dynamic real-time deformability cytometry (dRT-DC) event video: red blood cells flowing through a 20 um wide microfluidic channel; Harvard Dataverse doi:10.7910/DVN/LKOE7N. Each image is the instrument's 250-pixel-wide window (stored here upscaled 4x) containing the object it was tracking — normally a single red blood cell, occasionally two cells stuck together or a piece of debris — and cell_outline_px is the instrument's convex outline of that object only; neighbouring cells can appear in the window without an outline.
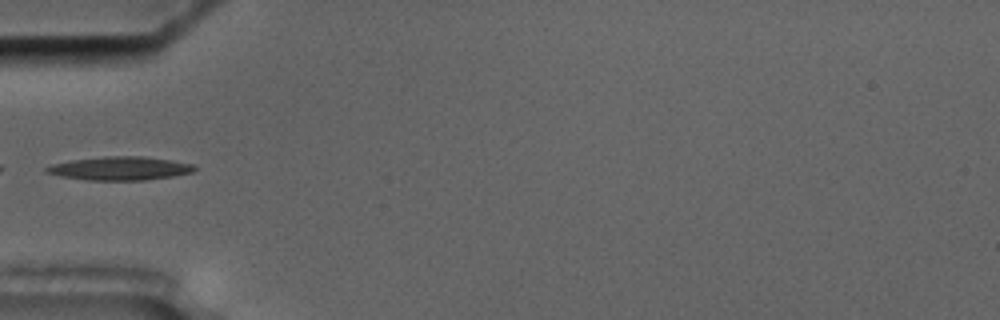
{"species": "common noctule bat (a hibernating species)", "species_latin": "Nyctalus noctula", "temperature_condition": "cold", "stored_images_in_passage": 3, "camera_frame_rate_fps": 3000, "um_per_image_px": 0.085, "animal": {"sex": "male", "body_mass_g": 17.5, "forearm_length_mm": 52.3}, "frame": {"image": 1, "passage_image": 3, "time_ms": 3.0, "image_size_px": [1000, 320], "cell_outline_px": [[196, 168], [192, 172], [172, 176], [144, 180], [84, 180], [60, 176], [44, 172], [44, 168], [52, 164], [68, 160], [104, 156], [144, 156], [172, 160], [196, 164]], "centroid_in_image_um": [10.17, 14.3], "position_along_channel_um": 74.8, "area_um2": 20.52}}